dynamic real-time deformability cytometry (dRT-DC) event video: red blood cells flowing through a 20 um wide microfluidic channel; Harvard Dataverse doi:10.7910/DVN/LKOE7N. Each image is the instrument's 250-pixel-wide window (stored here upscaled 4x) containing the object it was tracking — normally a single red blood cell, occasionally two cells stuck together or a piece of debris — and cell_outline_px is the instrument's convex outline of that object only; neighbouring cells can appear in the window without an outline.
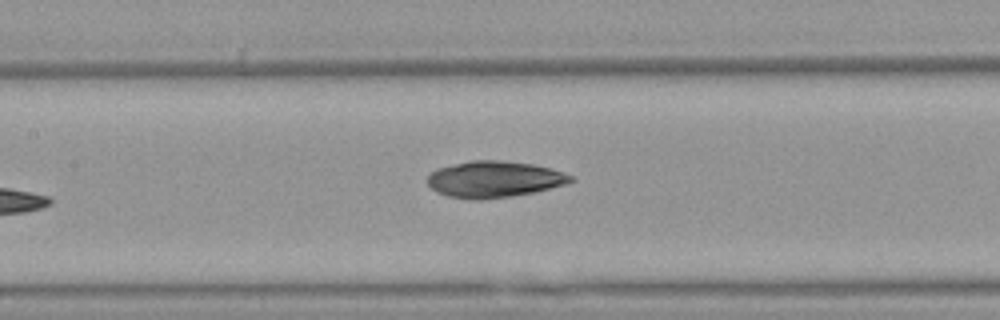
{"species": "Egyptian fruit bat (a non-hibernating species)", "species_latin": "Rousettus aegyptiacus", "temperature_condition": "warm", "stored_images_in_passage": 8, "camera_frame_rate_fps": 3000, "um_per_image_px": 0.085, "animal": {"sex": "female"}, "frame": {"image": 1, "passage_image": 8, "time_ms": 2.333, "image_size_px": [1000, 320], "cell_outline_px": [[576, 180], [564, 184], [536, 192], [512, 196], [476, 200], [468, 200], [448, 196], [436, 192], [424, 180], [436, 168], [472, 160], [500, 160], [532, 164], [552, 168], [564, 172], [572, 176]], "centroid_in_image_um": [41.99, 15.24], "position_along_channel_um": 165.4, "area_um2": 30.58}}